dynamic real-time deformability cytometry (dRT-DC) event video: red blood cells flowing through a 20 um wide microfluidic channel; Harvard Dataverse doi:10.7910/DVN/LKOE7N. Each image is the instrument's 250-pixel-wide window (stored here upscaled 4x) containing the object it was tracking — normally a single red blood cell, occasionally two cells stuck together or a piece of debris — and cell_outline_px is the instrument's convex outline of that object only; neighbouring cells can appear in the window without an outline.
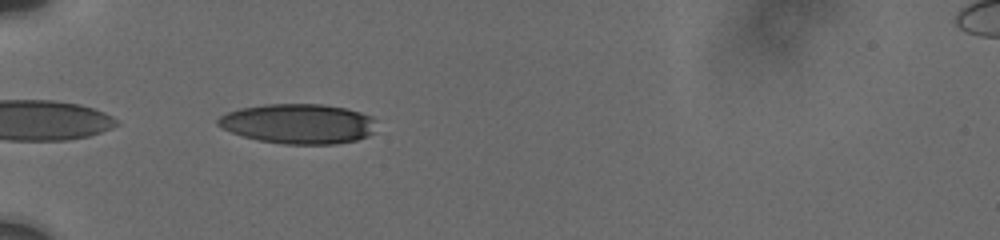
{"species": "human", "species_latin": "Homo sapiens", "temperature_condition": "cold", "stored_images_in_passage": 17, "camera_frame_rate_fps": 3000, "um_per_image_px": 0.085, "donor": {"sex": "male"}, "frame": {"image": 1, "passage_image": 2, "time_ms": 0.333, "image_size_px": [1000, 240], "cell_outline_px": [[372, 132], [368, 136], [356, 140], [332, 144], [284, 144], [260, 140], [244, 136], [232, 132], [216, 124], [216, 120], [220, 116], [228, 112], [240, 108], [268, 104], [324, 104], [344, 108], [360, 112], [372, 116]], "centroid_in_image_um": [25.33, 10.51], "position_along_channel_um": 59.7, "area_um2": 36.41}}
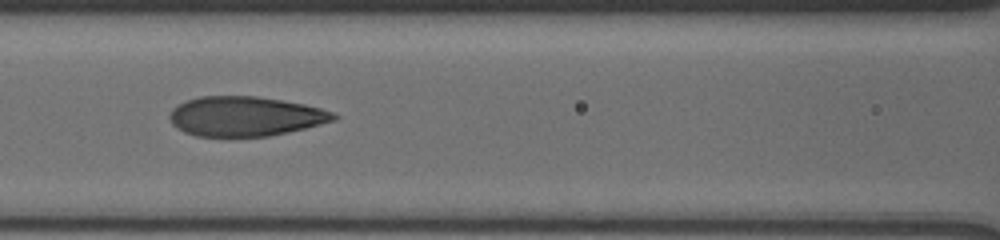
{"frame": {"image": 2, "passage_image": 9, "time_ms": 3.0, "image_size_px": [1000, 240], "cell_outline_px": [[340, 116], [336, 120], [288, 132], [268, 136], [196, 136], [184, 132], [176, 128], [172, 124], [168, 116], [172, 108], [188, 100], [200, 96], [256, 96], [304, 104], [320, 108], [332, 112]], "centroid_in_image_um": [20.83, 9.89], "position_along_channel_um": 145.8, "area_um2": 37.8}}
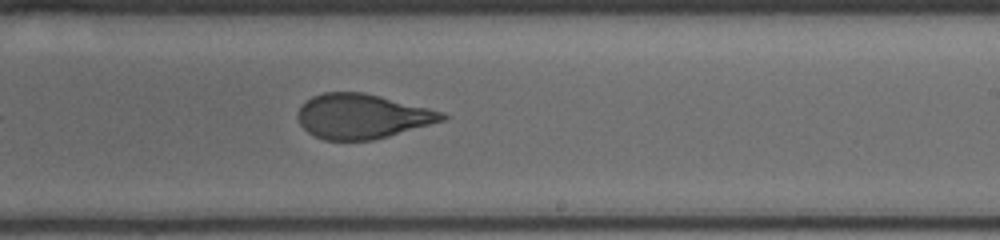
{"frame": {"image": 3, "passage_image": 17, "time_ms": 6.0, "image_size_px": [1000, 240], "cell_outline_px": [[448, 116], [444, 120], [388, 136], [372, 140], [324, 140], [308, 132], [300, 124], [296, 116], [300, 108], [312, 96], [324, 92], [364, 92], [444, 112]], "centroid_in_image_um": [30.77, 9.88], "position_along_channel_um": 258.2, "area_um2": 37.22}}